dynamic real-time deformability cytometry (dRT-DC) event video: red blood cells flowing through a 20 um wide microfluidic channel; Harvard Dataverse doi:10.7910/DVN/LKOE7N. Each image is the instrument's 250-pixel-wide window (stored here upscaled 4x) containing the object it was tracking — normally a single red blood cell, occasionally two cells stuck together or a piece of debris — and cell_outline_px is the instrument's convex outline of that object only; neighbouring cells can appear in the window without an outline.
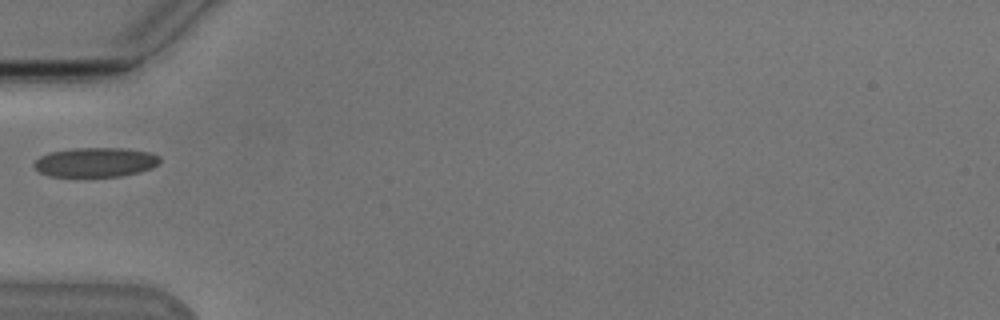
{"species": "Egyptian fruit bat (a non-hibernating species)", "species_latin": "Rousettus aegyptiacus", "temperature_condition": "cold", "stored_images_in_passage": 10, "camera_frame_rate_fps": 3000, "um_per_image_px": 0.085, "animal": {"sex": "male"}, "frame": {"image": 1, "passage_image": 1, "time_ms": 0.0, "image_size_px": [1000, 320], "cell_outline_px": [[160, 160], [152, 168], [140, 172], [120, 176], [48, 176], [40, 172], [32, 164], [40, 156], [48, 152], [72, 148], [124, 148], [148, 152], [160, 156]], "centroid_in_image_um": [8.09, 13.78], "position_along_channel_um": 76.9, "area_um2": 21.56}}
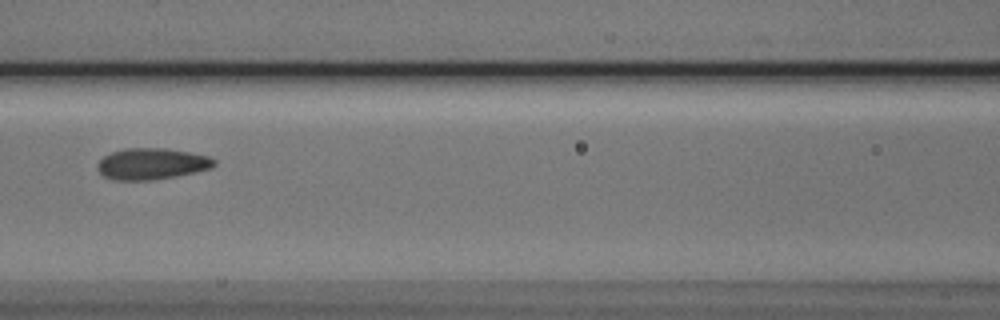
{"frame": {"image": 2, "passage_image": 7, "time_ms": 2.0, "image_size_px": [1000, 320], "cell_outline_px": [[216, 164], [212, 168], [196, 172], [176, 176], [152, 180], [112, 180], [104, 176], [96, 168], [96, 164], [104, 156], [112, 152], [124, 148], [164, 148], [188, 152], [208, 156], [216, 160]], "centroid_in_image_um": [12.89, 13.93], "position_along_channel_um": 153.7, "area_um2": 21.39}}
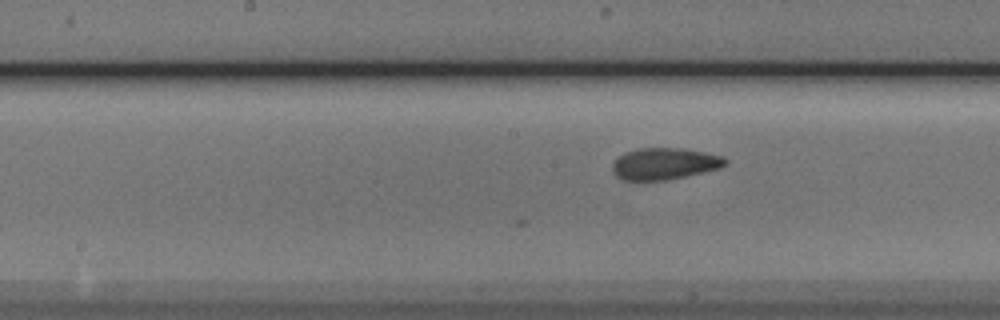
{"frame": {"image": 3, "passage_image": 10, "time_ms": 3.0, "image_size_px": [1000, 320], "cell_outline_px": [[728, 164], [720, 168], [684, 176], [664, 180], [620, 180], [612, 172], [612, 164], [624, 152], [640, 148], [680, 148], [704, 152], [724, 156], [728, 160]], "centroid_in_image_um": [56.48, 13.91], "position_along_channel_um": 191.7, "area_um2": 20.81}}